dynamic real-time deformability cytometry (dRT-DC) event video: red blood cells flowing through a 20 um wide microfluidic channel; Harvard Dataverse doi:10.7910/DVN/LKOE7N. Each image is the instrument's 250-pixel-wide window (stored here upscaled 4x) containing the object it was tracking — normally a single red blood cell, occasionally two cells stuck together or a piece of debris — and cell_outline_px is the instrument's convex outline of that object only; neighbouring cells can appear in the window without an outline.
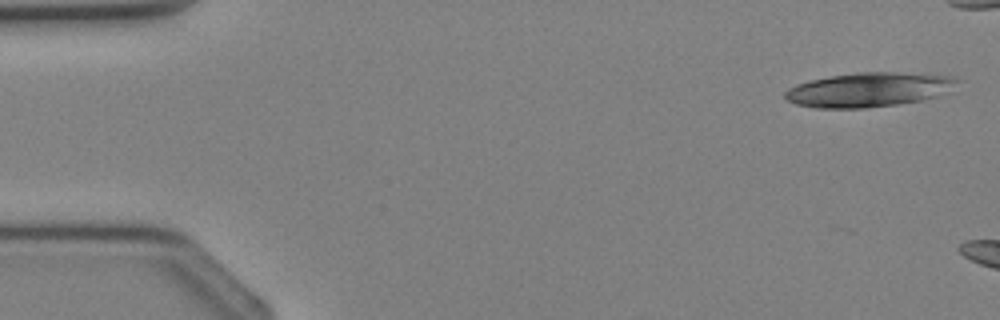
{"species": "Egyptian fruit bat (a non-hibernating species)", "species_latin": "Rousettus aegyptiacus", "temperature_condition": "cold", "stored_images_in_passage": 5, "camera_frame_rate_fps": 3000, "um_per_image_px": 0.085, "animal": {"sex": "female"}, "frame": {"image": 1, "passage_image": 1, "time_ms": 0.0, "image_size_px": [1000, 320], "cell_outline_px": [[960, 80], [936, 96], [920, 100], [896, 104], [868, 108], [816, 108], [796, 104], [788, 100], [784, 96], [784, 92], [788, 88], [796, 84], [812, 80], [832, 76], [856, 72], [892, 72], [956, 76]], "centroid_in_image_um": [73.78, 7.62], "position_along_channel_um": 11.2, "area_um2": 33.99}}